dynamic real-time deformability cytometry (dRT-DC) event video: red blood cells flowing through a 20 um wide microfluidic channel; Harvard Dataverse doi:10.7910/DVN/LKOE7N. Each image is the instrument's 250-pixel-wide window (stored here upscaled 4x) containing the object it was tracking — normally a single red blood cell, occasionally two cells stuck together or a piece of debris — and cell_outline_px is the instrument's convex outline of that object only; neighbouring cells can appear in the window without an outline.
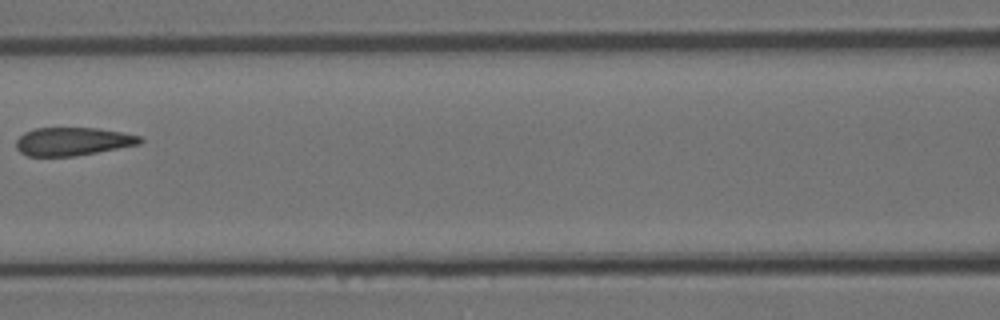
{"species": "Egyptian fruit bat (a non-hibernating species)", "species_latin": "Rousettus aegyptiacus", "temperature_condition": "room temperature", "stored_images_in_passage": 6, "camera_frame_rate_fps": 3000, "um_per_image_px": 0.085, "animal": {"sex": "female"}, "frame": {"image": 1, "passage_image": 5, "time_ms": 4.667, "image_size_px": [1000, 320], "cell_outline_px": [[144, 140], [140, 144], [76, 156], [28, 156], [20, 152], [16, 148], [16, 140], [24, 132], [36, 128], [96, 128], [120, 132], [140, 136]], "centroid_in_image_um": [6.17, 12.02], "position_along_channel_um": 160.4, "area_um2": 20.29}}
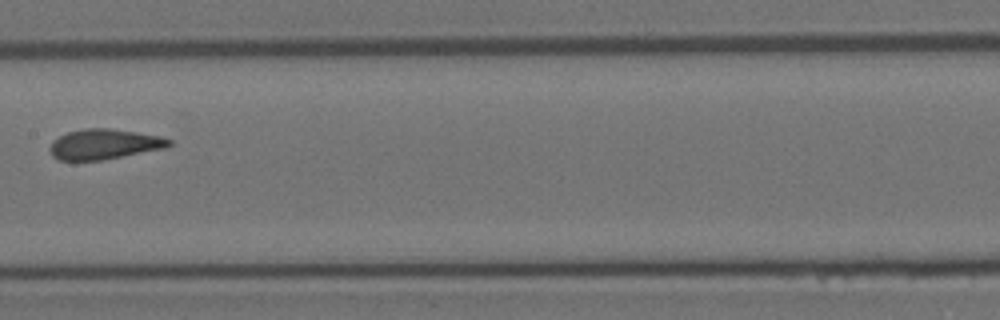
{"frame": {"image": 2, "passage_image": 6, "time_ms": 5.667, "image_size_px": [1000, 320], "cell_outline_px": [[172, 144], [164, 148], [100, 160], [60, 160], [52, 156], [48, 148], [52, 140], [68, 132], [84, 128], [108, 128], [160, 136], [172, 140]], "centroid_in_image_um": [8.81, 12.25], "position_along_channel_um": 198.6, "area_um2": 20.75}}